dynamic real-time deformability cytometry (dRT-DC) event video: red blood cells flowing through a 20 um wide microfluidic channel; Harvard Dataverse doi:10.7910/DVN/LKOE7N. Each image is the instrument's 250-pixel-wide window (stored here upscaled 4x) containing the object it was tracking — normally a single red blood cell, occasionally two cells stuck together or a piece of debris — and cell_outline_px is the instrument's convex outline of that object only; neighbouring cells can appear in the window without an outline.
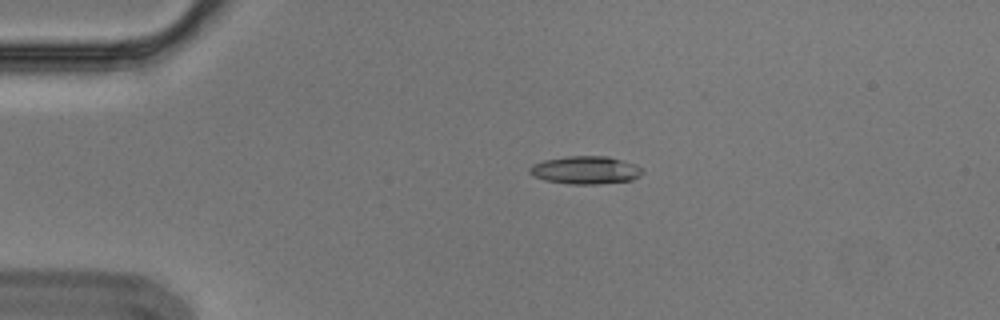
{"species": "Egyptian fruit bat (a non-hibernating species)", "species_latin": "Rousettus aegyptiacus", "temperature_condition": "cold", "stored_images_in_passage": 9, "camera_frame_rate_fps": 3000, "um_per_image_px": 0.085, "animal": {"sex": "male"}, "frame": {"image": 1, "passage_image": 3, "time_ms": 0.667, "image_size_px": [1000, 320], "cell_outline_px": [[644, 172], [640, 176], [632, 180], [596, 184], [568, 184], [544, 180], [532, 176], [528, 172], [528, 168], [532, 164], [544, 160], [568, 156], [608, 156], [636, 164]], "centroid_in_image_um": [49.74, 14.46], "position_along_channel_um": 35.3, "area_um2": 18.5}}
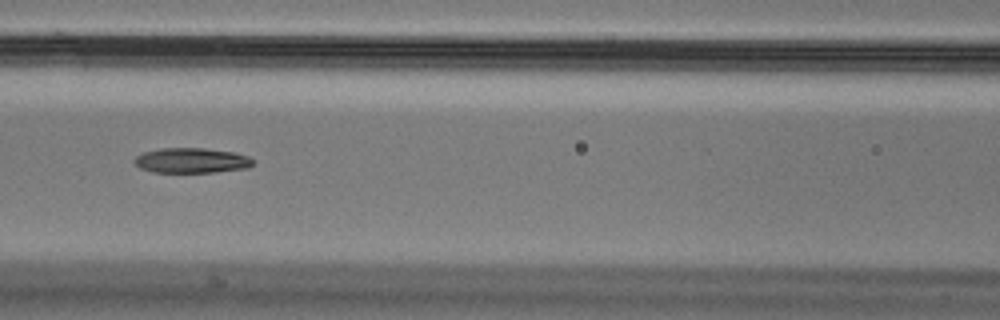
{"frame": {"image": 2, "passage_image": 6, "time_ms": 1.667, "image_size_px": [1000, 320], "cell_outline_px": [[256, 164], [248, 168], [216, 172], [152, 172], [140, 168], [132, 160], [136, 156], [144, 152], [160, 148], [204, 148], [236, 152], [248, 156], [256, 160]], "centroid_in_image_um": [16.34, 13.64], "position_along_channel_um": 150.3, "area_um2": 17.63}}
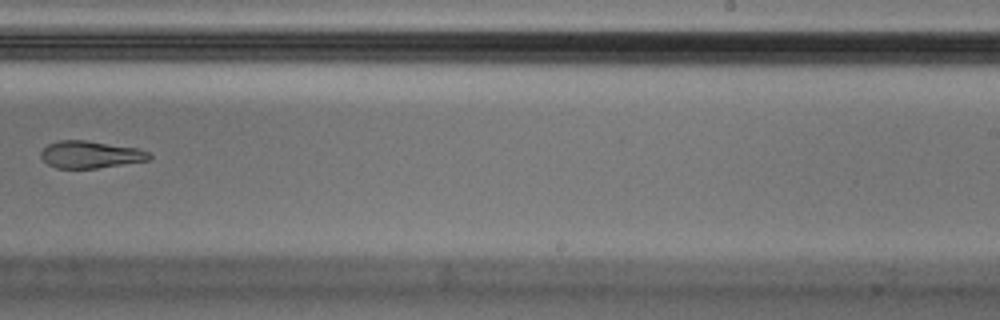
{"frame": {"image": 3, "passage_image": 9, "time_ms": 2.667, "image_size_px": [1000, 320], "cell_outline_px": [[152, 156], [148, 160], [96, 168], [56, 168], [48, 164], [40, 156], [40, 152], [48, 144], [60, 140], [88, 140], [136, 148], [148, 152]], "centroid_in_image_um": [7.65, 13.13], "position_along_channel_um": 281.3, "area_um2": 16.99}}